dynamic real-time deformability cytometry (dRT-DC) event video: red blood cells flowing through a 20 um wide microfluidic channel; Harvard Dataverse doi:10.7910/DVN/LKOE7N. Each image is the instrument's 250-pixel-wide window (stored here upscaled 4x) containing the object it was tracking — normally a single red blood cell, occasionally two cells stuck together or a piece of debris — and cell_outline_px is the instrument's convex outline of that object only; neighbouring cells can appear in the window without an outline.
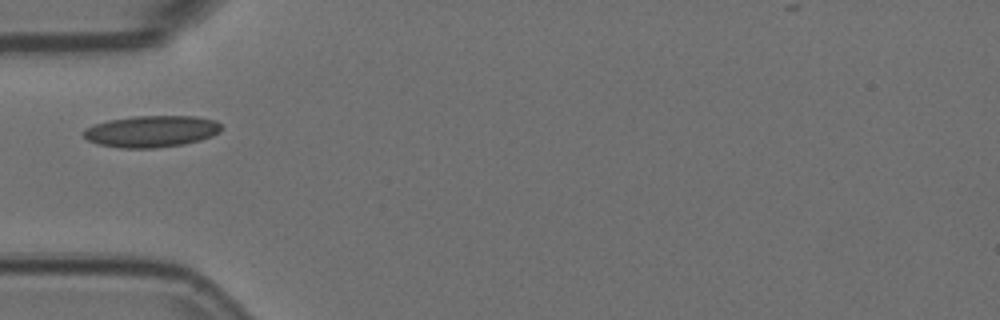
{"species": "Egyptian fruit bat (a non-hibernating species)", "species_latin": "Rousettus aegyptiacus", "temperature_condition": "room temperature", "stored_images_in_passage": 1, "camera_frame_rate_fps": 3000, "um_per_image_px": 0.085, "animal": {"sex": "female"}, "frame": {"image": 1, "passage_image": 1, "time_ms": 0.0, "image_size_px": [1000, 320], "cell_outline_px": [[220, 132], [212, 136], [200, 140], [184, 144], [156, 148], [120, 148], [96, 144], [88, 140], [84, 136], [84, 128], [108, 120], [132, 116], [196, 116], [216, 120], [220, 124]], "centroid_in_image_um": [12.87, 11.16], "position_along_channel_um": 72.1, "area_um2": 25.49}}